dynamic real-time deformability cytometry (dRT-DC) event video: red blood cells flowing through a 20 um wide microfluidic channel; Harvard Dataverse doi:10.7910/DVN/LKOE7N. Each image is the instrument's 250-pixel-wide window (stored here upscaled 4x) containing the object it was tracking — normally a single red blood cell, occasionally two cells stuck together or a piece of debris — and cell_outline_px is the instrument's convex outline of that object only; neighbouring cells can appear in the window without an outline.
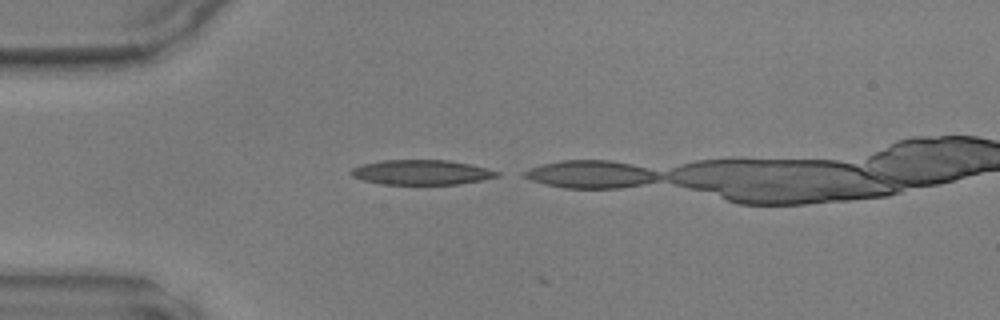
{"species": "common noctule bat (a hibernating species)", "species_latin": "Nyctalus noctula", "temperature_condition": "warm", "stored_images_in_passage": 2, "camera_frame_rate_fps": 3000, "um_per_image_px": 0.085, "animal": {"sex": "male", "body_mass_g": 17.9, "forearm_length_mm": 54.2}, "frame": {"image": 1, "passage_image": 1, "time_ms": 0.0, "image_size_px": [1000, 320], "cell_outline_px": [[500, 176], [480, 180], [456, 184], [380, 184], [364, 180], [352, 176], [348, 172], [352, 168], [360, 164], [384, 160], [448, 160], [488, 168], [500, 172]], "centroid_in_image_um": [35.79, 14.64], "position_along_channel_um": 49.2, "area_um2": 21.1}}